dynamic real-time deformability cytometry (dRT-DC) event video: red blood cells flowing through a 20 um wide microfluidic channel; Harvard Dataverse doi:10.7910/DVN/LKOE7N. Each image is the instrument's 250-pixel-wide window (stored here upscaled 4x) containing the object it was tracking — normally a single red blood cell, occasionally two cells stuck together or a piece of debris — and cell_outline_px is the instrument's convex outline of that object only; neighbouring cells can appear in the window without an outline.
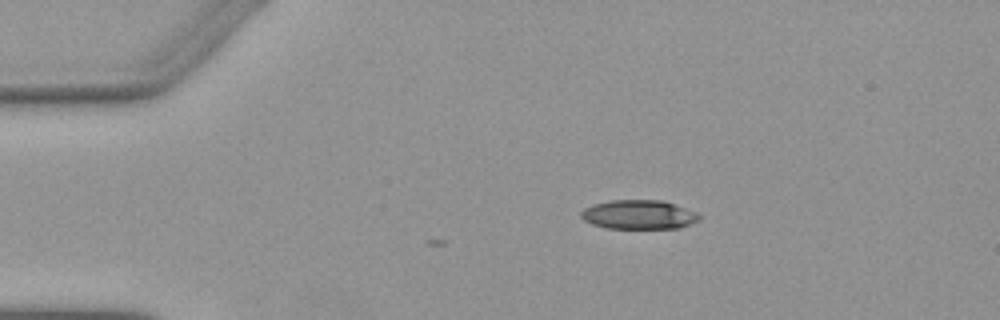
{"species": "Egyptian fruit bat (a non-hibernating species)", "species_latin": "Rousettus aegyptiacus", "temperature_condition": "warm", "stored_images_in_passage": 3, "camera_frame_rate_fps": 3000, "um_per_image_px": 0.085, "animal": {"sex": "female"}, "frame": {"image": 1, "passage_image": 1, "time_ms": 0.0, "image_size_px": [1000, 320], "cell_outline_px": [[700, 220], [692, 224], [680, 228], [604, 228], [592, 224], [584, 220], [580, 216], [580, 212], [584, 208], [592, 204], [612, 200], [660, 200], [676, 204], [696, 212], [700, 216]], "centroid_in_image_um": [54.3, 18.24], "position_along_channel_um": 30.7, "area_um2": 20.23}}